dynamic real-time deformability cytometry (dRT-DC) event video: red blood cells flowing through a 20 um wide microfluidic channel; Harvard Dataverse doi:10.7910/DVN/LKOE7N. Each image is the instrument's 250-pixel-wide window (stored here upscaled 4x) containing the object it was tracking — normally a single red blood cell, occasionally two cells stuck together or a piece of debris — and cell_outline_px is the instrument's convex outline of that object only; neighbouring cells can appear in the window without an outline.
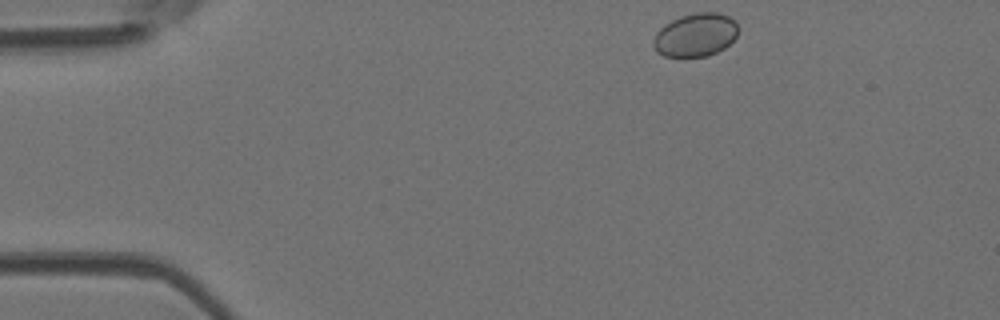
{"species": "Egyptian fruit bat (a non-hibernating species)", "species_latin": "Rousettus aegyptiacus", "temperature_condition": "room temperature", "stored_images_in_passage": 45, "camera_frame_rate_fps": 3000, "um_per_image_px": 0.085, "animal": {"sex": "female"}, "frame": {"image": 1, "passage_image": 1, "time_ms": 0.0, "image_size_px": [1000, 320], "cell_outline_px": [[736, 36], [724, 48], [708, 56], [664, 56], [656, 52], [652, 44], [652, 40], [656, 32], [664, 24], [680, 16], [696, 12], [716, 12], [728, 16], [736, 20]], "centroid_in_image_um": [59.08, 2.96], "position_along_channel_um": 25.9, "area_um2": 21.39}}
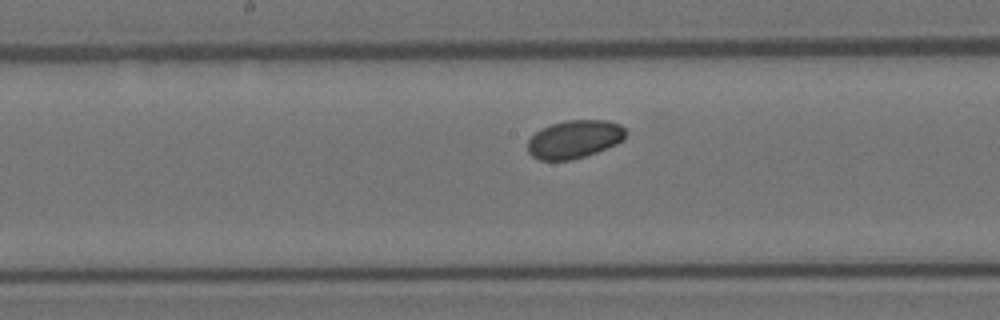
{"frame": {"image": 2, "passage_image": 20, "time_ms": 6.333, "image_size_px": [1000, 320], "cell_outline_px": [[628, 132], [624, 140], [616, 144], [596, 152], [572, 160], [540, 160], [532, 156], [528, 152], [528, 140], [536, 132], [552, 124], [568, 120], [608, 120], [620, 124]], "centroid_in_image_um": [48.86, 11.83], "position_along_channel_um": 199.3, "area_um2": 21.73}}
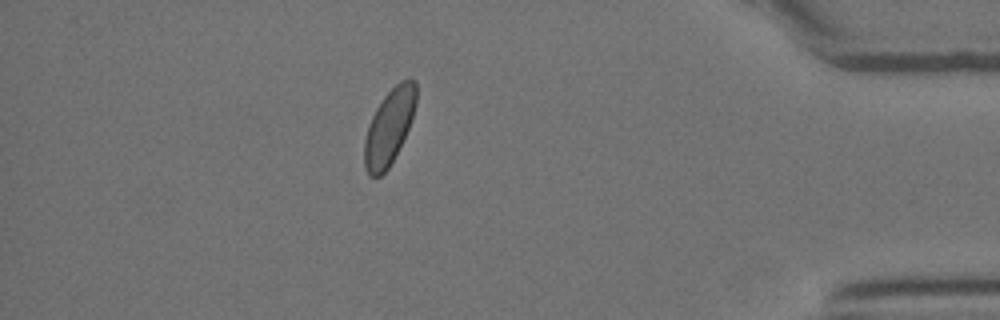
{"frame": {"image": 3, "passage_image": 39, "time_ms": 12.667, "image_size_px": [1000, 320], "cell_outline_px": [[416, 104], [408, 128], [388, 168], [380, 176], [368, 176], [364, 168], [364, 140], [368, 124], [376, 108], [384, 96], [400, 80], [416, 80]], "centroid_in_image_um": [33.05, 10.79], "position_along_channel_um": 402.2, "area_um2": 22.43}}